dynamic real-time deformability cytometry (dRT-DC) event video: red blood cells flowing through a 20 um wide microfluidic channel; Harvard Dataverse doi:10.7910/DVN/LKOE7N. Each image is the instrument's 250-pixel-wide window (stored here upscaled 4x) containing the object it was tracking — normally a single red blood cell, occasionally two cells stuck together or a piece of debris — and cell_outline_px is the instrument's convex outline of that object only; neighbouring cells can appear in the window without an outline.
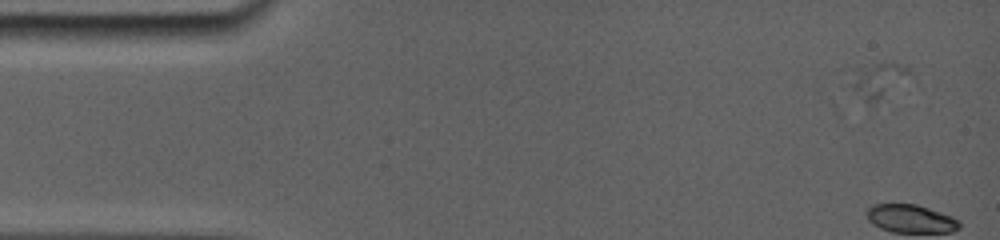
{"species": "common noctule bat (a hibernating species)", "species_latin": "Nyctalus noctula", "temperature_condition": "room temperature", "stored_images_in_passage": 32, "camera_frame_rate_fps": 5000, "um_per_image_px": 0.085, "animal": {"sex": "female", "body_mass_g": 19.0, "forearm_length_mm": 56.7}, "frame": {"image": 1, "passage_image": 1, "time_ms": 0.0, "image_size_px": [1000, 240], "cell_outline_px": [[916, 80], [868, 104], [840, 84], [840, 68], [876, 64], [904, 64], [912, 68]], "centroid_in_image_um": [74.43, 6.79], "position_along_channel_um": 10.6, "area_um2": 14.85}}
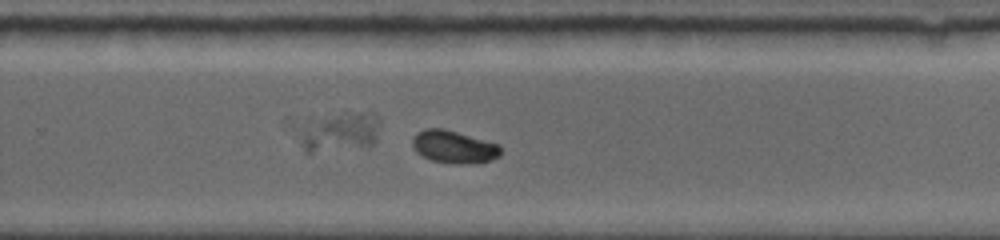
{"frame": {"image": 2, "passage_image": 16, "time_ms": 10.6, "image_size_px": [1000, 240], "cell_outline_px": [[500, 156], [492, 160], [476, 164], [456, 164], [432, 160], [416, 152], [412, 144], [412, 140], [416, 132], [424, 128], [444, 128], [500, 144]], "centroid_in_image_um": [38.59, 12.48], "position_along_channel_um": 291.2, "area_um2": 16.99}}
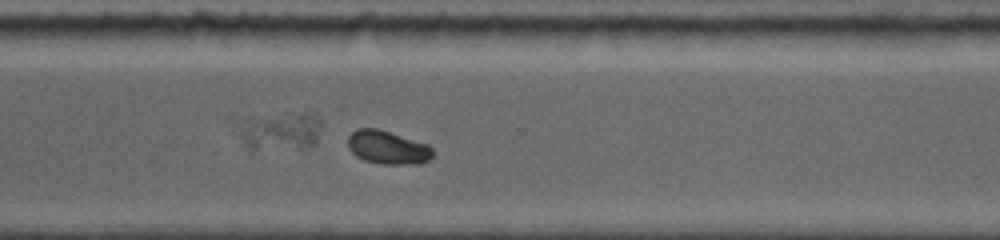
{"frame": {"image": 3, "passage_image": 19, "time_ms": 11.8, "image_size_px": [1000, 240], "cell_outline_px": [[436, 152], [428, 160], [420, 164], [384, 164], [364, 160], [356, 156], [348, 148], [348, 136], [356, 128], [376, 128], [428, 144]], "centroid_in_image_um": [32.96, 12.53], "position_along_channel_um": 337.6, "area_um2": 16.59}}